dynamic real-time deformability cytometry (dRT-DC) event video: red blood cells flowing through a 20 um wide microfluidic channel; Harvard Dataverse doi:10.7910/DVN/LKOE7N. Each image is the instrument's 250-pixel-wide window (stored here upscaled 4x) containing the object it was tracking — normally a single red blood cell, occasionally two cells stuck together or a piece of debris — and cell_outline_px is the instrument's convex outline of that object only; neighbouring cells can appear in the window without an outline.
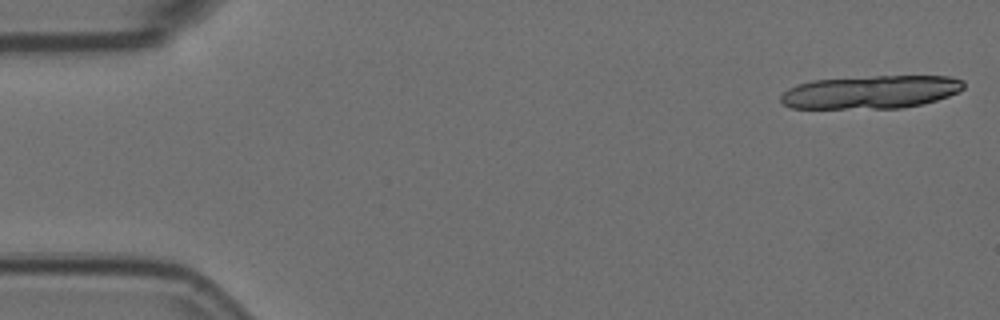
{"species": "Egyptian fruit bat (a non-hibernating species)", "species_latin": "Rousettus aegyptiacus", "temperature_condition": "room temperature", "stored_images_in_passage": 20, "camera_frame_rate_fps": 3000, "um_per_image_px": 0.085, "animal": {"sex": "female"}, "frame": {"image": 1, "passage_image": 1, "time_ms": 0.0, "image_size_px": [1000, 320], "cell_outline_px": [[964, 88], [960, 92], [924, 104], [900, 108], [792, 108], [784, 104], [780, 100], [780, 96], [788, 88], [796, 84], [812, 80], [876, 76], [948, 76], [964, 80]], "centroid_in_image_um": [74.03, 7.82], "position_along_channel_um": 11.0, "area_um2": 35.43}}
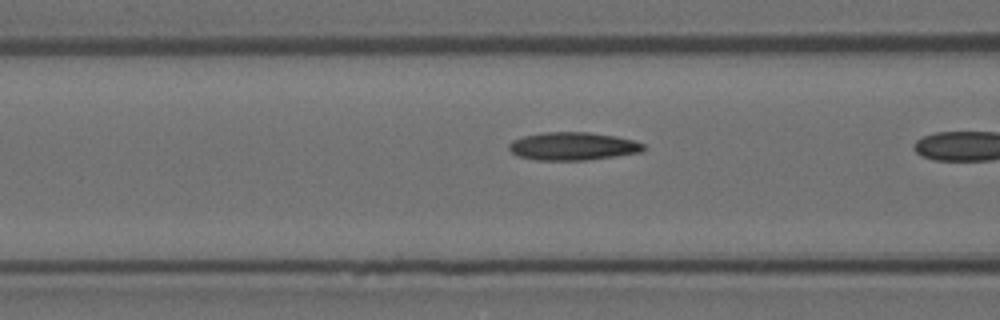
{"frame": {"image": 2, "passage_image": 19, "time_ms": 6.0, "image_size_px": [1000, 320], "cell_outline_px": [[644, 148], [640, 152], [616, 156], [584, 160], [536, 160], [520, 156], [512, 152], [508, 148], [508, 144], [512, 140], [524, 136], [544, 132], [588, 132], [616, 136], [632, 140], [644, 144]], "centroid_in_image_um": [48.67, 12.42], "position_along_channel_um": 117.9, "area_um2": 21.79}}